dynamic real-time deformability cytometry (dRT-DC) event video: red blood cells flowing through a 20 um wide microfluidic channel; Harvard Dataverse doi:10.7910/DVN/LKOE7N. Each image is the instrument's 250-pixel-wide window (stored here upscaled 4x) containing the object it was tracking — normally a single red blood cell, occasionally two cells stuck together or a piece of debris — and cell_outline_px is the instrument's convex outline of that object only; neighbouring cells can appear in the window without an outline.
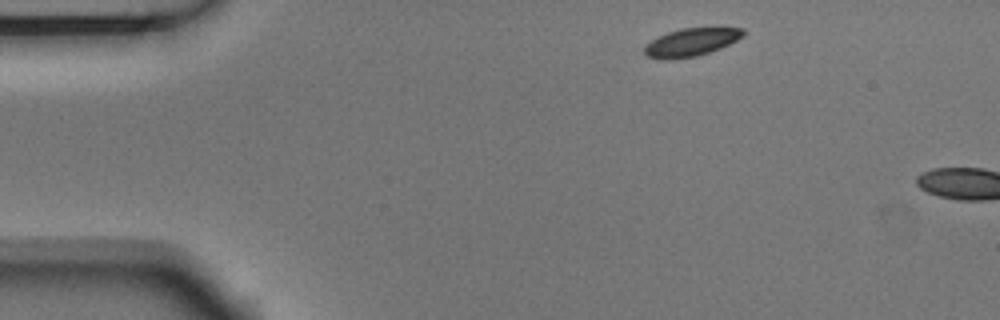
{"species": "Egyptian fruit bat (a non-hibernating species)", "species_latin": "Rousettus aegyptiacus", "temperature_condition": "room temperature", "stored_images_in_passage": 2, "camera_frame_rate_fps": 3000, "um_per_image_px": 0.085, "animal": {"sex": "male"}, "frame": {"image": 1, "passage_image": 1, "time_ms": 0.0, "image_size_px": [1000, 320], "cell_outline_px": [[744, 36], [720, 48], [696, 56], [668, 60], [660, 60], [648, 56], [644, 52], [644, 48], [652, 40], [668, 32], [680, 28], [720, 24], [744, 28]], "centroid_in_image_um": [58.85, 3.52], "position_along_channel_um": 26.2, "area_um2": 16.76}}